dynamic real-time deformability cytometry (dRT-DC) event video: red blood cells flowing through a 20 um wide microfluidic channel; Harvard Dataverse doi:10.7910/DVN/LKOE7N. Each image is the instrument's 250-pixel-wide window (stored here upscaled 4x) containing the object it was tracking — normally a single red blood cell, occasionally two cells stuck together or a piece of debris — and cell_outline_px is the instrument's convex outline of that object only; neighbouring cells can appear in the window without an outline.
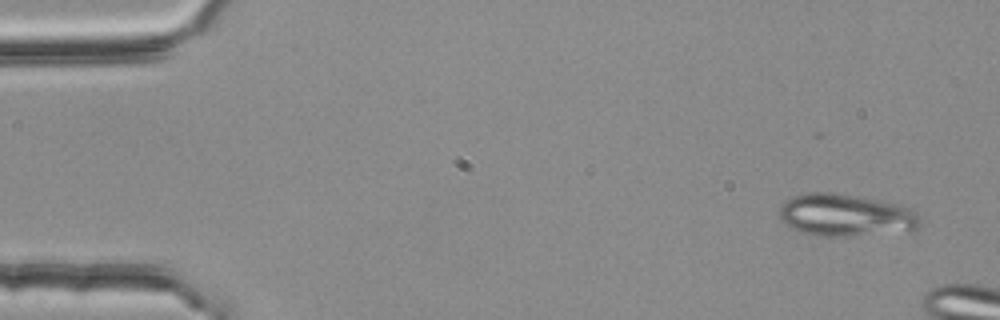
{"species": "common noctule bat (a hibernating species)", "species_latin": "Nyctalus noctula", "temperature_condition": "room temperature", "stored_images_in_passage": 14, "segment_of_instrument_passage": [2, 2], "camera_frame_rate_fps": 3000, "um_per_image_px": 0.085, "animal": {"sex": "female", "body_mass_g": 25.1}, "frame": {"image": 1, "passage_image": 14, "time_ms": 4.333, "image_size_px": [1000, 320], "cell_outline_px": [[920, 220], [916, 228], [844, 236], [816, 236], [800, 232], [788, 228], [780, 220], [780, 208], [784, 200], [792, 196], [808, 192], [832, 192], [880, 200], [900, 204], [912, 208], [920, 216]], "centroid_in_image_um": [71.78, 18.26], "position_along_channel_um": 13.2, "area_um2": 34.51}}